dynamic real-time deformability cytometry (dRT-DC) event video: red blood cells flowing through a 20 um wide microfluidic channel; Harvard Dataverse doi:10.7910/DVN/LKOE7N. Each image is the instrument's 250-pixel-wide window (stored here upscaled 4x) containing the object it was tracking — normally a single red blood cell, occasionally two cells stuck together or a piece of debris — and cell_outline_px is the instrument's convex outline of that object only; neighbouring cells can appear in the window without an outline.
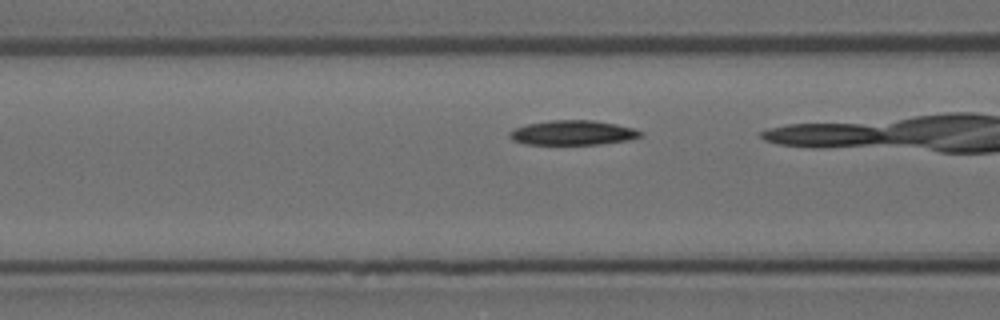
{"species": "Egyptian fruit bat (a non-hibernating species)", "species_latin": "Rousettus aegyptiacus", "temperature_condition": "room temperature", "stored_images_in_passage": 32, "camera_frame_rate_fps": 3000, "um_per_image_px": 0.085, "animal": {"sex": "female"}, "frame": {"image": 1, "passage_image": 13, "time_ms": 4.0, "image_size_px": [1000, 320], "cell_outline_px": [[644, 136], [628, 140], [600, 144], [524, 144], [512, 140], [508, 136], [508, 132], [516, 128], [528, 124], [548, 120], [592, 120], [616, 124], [632, 128], [644, 132]], "centroid_in_image_um": [48.69, 11.28], "position_along_channel_um": 117.9, "area_um2": 18.84}}
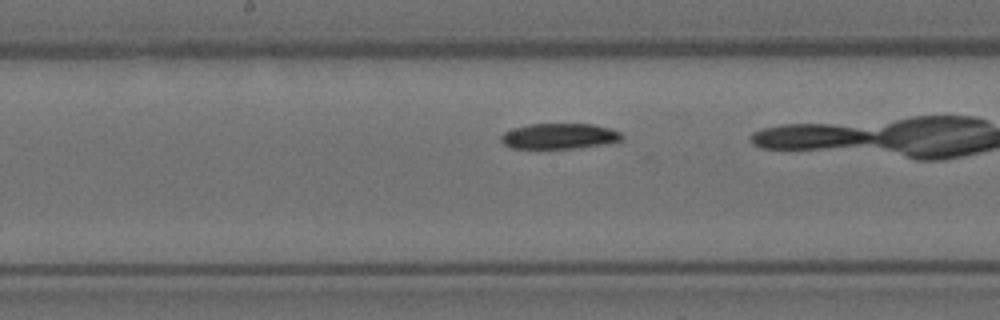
{"frame": {"image": 2, "passage_image": 20, "time_ms": 6.333, "image_size_px": [1000, 320], "cell_outline_px": [[624, 140], [608, 144], [572, 148], [512, 148], [504, 144], [500, 140], [500, 136], [504, 132], [512, 128], [528, 124], [592, 124], [608, 128], [620, 132], [624, 136]], "centroid_in_image_um": [47.55, 11.57], "position_along_channel_um": 200.6, "area_um2": 18.09}}
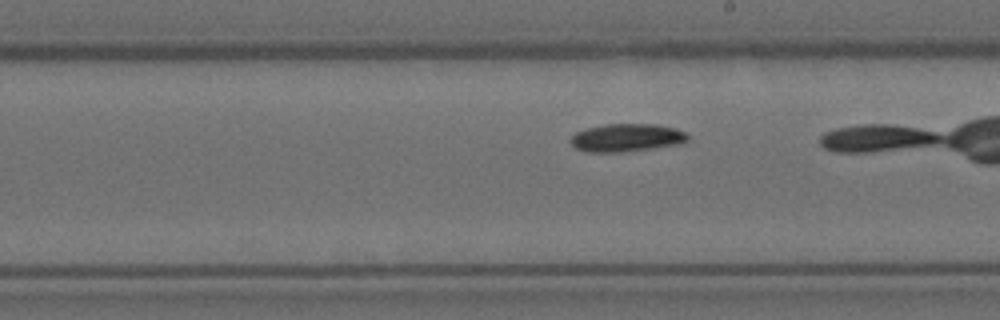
{"frame": {"image": 3, "passage_image": 23, "time_ms": 7.333, "image_size_px": [1000, 320], "cell_outline_px": [[688, 140], [680, 144], [620, 152], [588, 152], [576, 148], [568, 140], [576, 132], [588, 128], [604, 124], [656, 124], [676, 128], [684, 132], [688, 136]], "centroid_in_image_um": [53.25, 11.7], "position_along_channel_um": 235.7, "area_um2": 18.96}}